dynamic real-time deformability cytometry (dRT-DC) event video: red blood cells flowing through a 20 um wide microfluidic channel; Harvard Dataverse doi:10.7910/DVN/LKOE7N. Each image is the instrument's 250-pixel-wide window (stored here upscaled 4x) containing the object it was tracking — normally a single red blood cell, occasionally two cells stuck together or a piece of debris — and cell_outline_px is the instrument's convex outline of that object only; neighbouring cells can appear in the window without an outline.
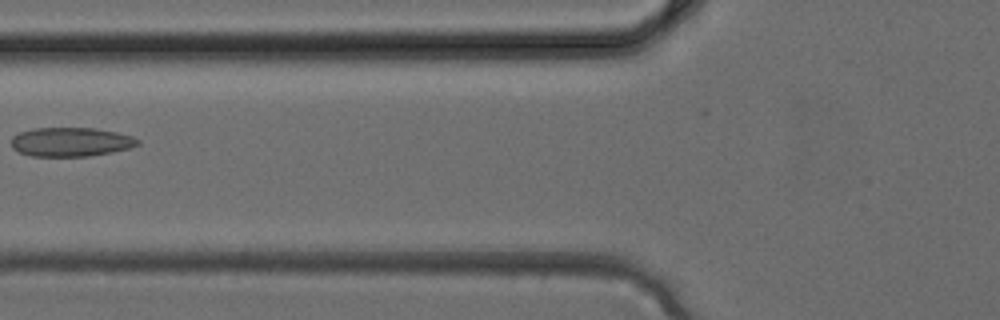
{"species": "common noctule bat (a hibernating species)", "species_latin": "Nyctalus noctula", "temperature_condition": "cold", "stored_images_in_passage": 4, "camera_frame_rate_fps": 3000, "um_per_image_px": 0.085, "animal": {"sex": "female", "body_mass_g": 24.6, "forearm_length_mm": 56.2}, "frame": {"image": 1, "passage_image": 4, "time_ms": 1.0, "image_size_px": [1000, 320], "cell_outline_px": [[140, 144], [128, 148], [112, 152], [88, 156], [32, 156], [20, 152], [12, 148], [12, 136], [20, 132], [32, 128], [96, 128], [116, 132], [132, 136], [140, 140]], "centroid_in_image_um": [6.02, 12.06], "position_along_channel_um": 119.8, "area_um2": 21.39}}